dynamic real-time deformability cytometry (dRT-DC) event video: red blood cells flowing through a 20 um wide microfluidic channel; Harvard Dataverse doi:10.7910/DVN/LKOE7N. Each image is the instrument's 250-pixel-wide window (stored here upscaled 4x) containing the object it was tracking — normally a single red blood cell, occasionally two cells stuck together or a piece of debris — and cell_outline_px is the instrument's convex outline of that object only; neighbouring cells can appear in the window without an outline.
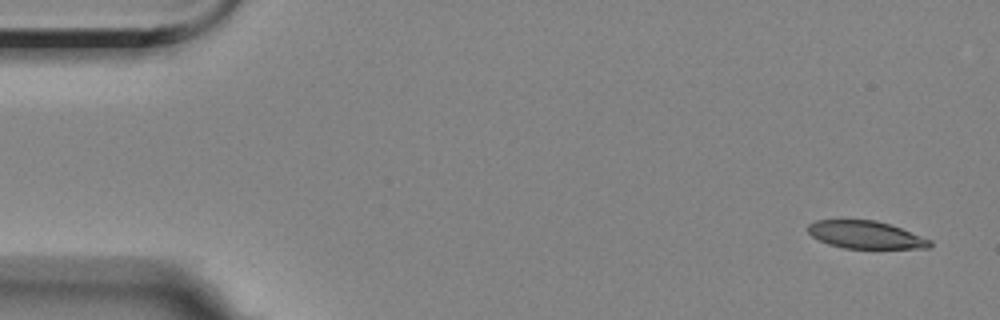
{"species": "Egyptian fruit bat (a non-hibernating species)", "species_latin": "Rousettus aegyptiacus", "temperature_condition": "room temperature", "stored_images_in_passage": 5, "camera_frame_rate_fps": 3000, "um_per_image_px": 0.085, "animal": {"sex": "female"}, "frame": {"image": 1, "passage_image": 1, "time_ms": 0.0, "image_size_px": [1000, 320], "cell_outline_px": [[932, 244], [928, 248], [844, 248], [828, 244], [812, 236], [808, 232], [808, 224], [816, 220], [876, 220], [900, 228], [932, 240]], "centroid_in_image_um": [73.57, 19.96], "position_along_channel_um": 11.4, "area_um2": 19.42}}
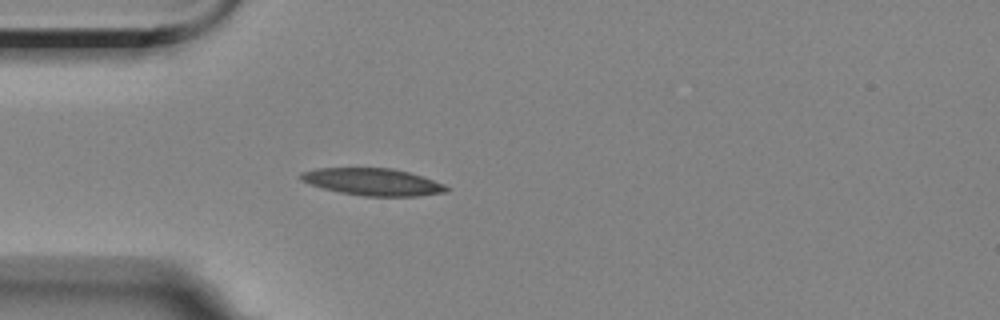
{"frame": {"image": 2, "passage_image": 5, "time_ms": 4.333, "image_size_px": [1000, 320], "cell_outline_px": [[452, 188], [448, 192], [420, 196], [364, 196], [340, 192], [324, 188], [300, 180], [296, 176], [300, 172], [316, 168], [392, 168], [408, 172], [444, 184]], "centroid_in_image_um": [31.68, 15.46], "position_along_channel_um": 53.3, "area_um2": 23.06}}